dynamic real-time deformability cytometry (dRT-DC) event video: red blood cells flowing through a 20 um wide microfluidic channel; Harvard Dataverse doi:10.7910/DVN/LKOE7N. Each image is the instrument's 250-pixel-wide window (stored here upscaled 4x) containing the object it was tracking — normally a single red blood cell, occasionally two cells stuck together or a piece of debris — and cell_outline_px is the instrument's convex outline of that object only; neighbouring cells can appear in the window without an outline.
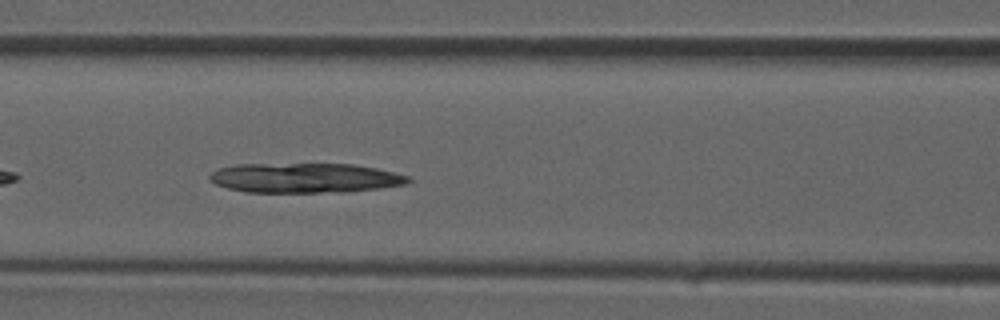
{"species": "common noctule bat (a hibernating species)", "species_latin": "Nyctalus noctula", "temperature_condition": "room temperature", "stored_images_in_passage": 14, "camera_frame_rate_fps": 3000, "um_per_image_px": 0.085, "animal": {"sex": "male", "forearm_length_mm": 52.5}, "frame": {"image": 1, "passage_image": 14, "time_ms": 4.333, "image_size_px": [1000, 320], "cell_outline_px": [[412, 180], [408, 184], [380, 188], [344, 192], [244, 192], [228, 188], [216, 184], [208, 176], [212, 172], [220, 168], [236, 164], [352, 164], [376, 168], [408, 176]], "centroid_in_image_um": [25.94, 15.13], "position_along_channel_um": 140.7, "area_um2": 34.33}}